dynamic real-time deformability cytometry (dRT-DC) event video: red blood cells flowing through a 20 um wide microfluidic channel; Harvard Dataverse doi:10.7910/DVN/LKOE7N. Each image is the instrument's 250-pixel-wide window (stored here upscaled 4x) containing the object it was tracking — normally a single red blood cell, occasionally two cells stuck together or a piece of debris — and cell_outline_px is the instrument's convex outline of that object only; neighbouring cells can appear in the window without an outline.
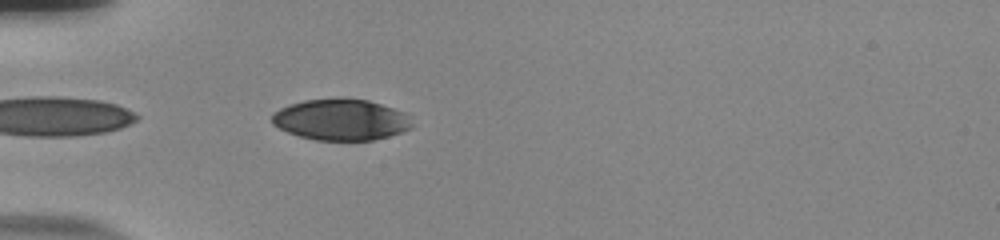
{"species": "human", "species_latin": "Homo sapiens", "temperature_condition": "room temperature", "stored_images_in_passage": 40, "camera_frame_rate_fps": 3000, "um_per_image_px": 0.085, "donor": {"sex": "male"}, "frame": {"image": 1, "passage_image": 2, "time_ms": 0.333, "image_size_px": [1000, 240], "cell_outline_px": [[412, 128], [388, 136], [372, 140], [316, 140], [300, 136], [288, 132], [272, 124], [272, 112], [288, 104], [304, 100], [344, 96], [368, 100], [404, 112], [408, 116], [412, 124]], "centroid_in_image_um": [28.95, 10.14], "position_along_channel_um": 56.1, "area_um2": 33.93}}
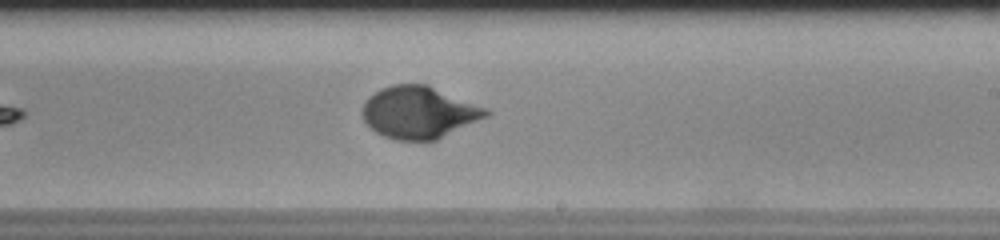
{"frame": {"image": 2, "passage_image": 19, "time_ms": 6.0, "image_size_px": [1000, 240], "cell_outline_px": [[492, 112], [488, 116], [436, 140], [424, 144], [396, 140], [384, 136], [376, 132], [364, 120], [360, 112], [368, 96], [380, 88], [392, 84], [428, 84], [484, 108]], "centroid_in_image_um": [35.57, 9.58], "position_along_channel_um": 253.4, "area_um2": 37.92}}
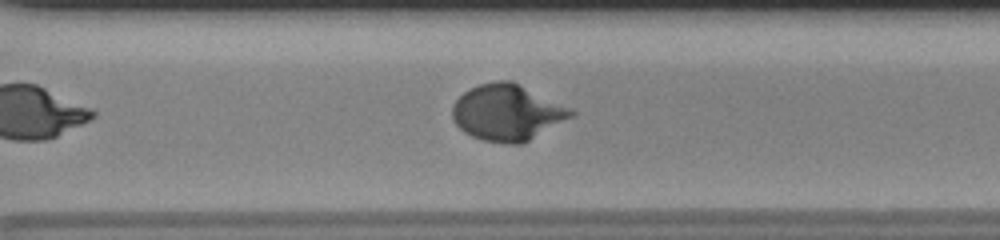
{"frame": {"image": 3, "passage_image": 25, "time_ms": 8.0, "image_size_px": [1000, 240], "cell_outline_px": [[576, 112], [572, 116], [524, 144], [508, 144], [484, 140], [472, 136], [464, 132], [452, 120], [452, 104], [464, 92], [480, 84], [496, 80], [512, 80]], "centroid_in_image_um": [43.07, 9.57], "position_along_channel_um": 327.5, "area_um2": 38.49}, "authors_computed_cell_mechanics": {"area_um2": 36.0672, "velocity_mm_per_s": 3.7041, "shape_relaxation_time_tau1_ms": 3.9287, "shape_relaxation_time_tau2_ms": null, "deformation_change_tau1": 0.179, "deformation_change_tau2": null}}